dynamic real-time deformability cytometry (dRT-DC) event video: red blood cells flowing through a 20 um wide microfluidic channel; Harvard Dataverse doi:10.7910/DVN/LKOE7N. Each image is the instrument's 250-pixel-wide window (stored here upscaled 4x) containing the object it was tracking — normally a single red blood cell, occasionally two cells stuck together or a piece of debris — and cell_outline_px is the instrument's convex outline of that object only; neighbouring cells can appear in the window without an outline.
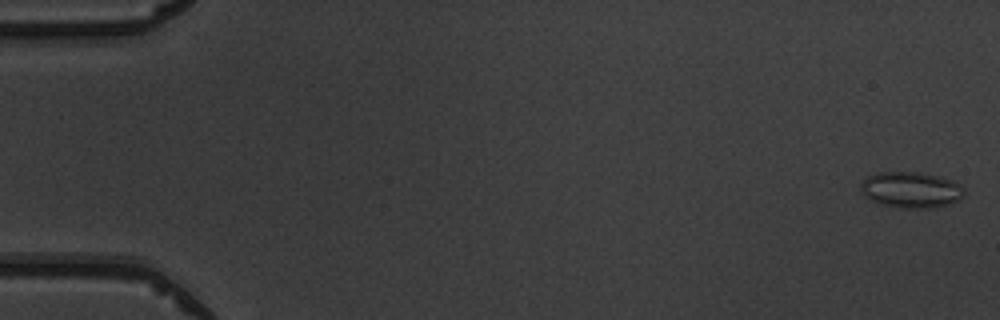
{"species": "common noctule bat (a hibernating species)", "species_latin": "Nyctalus noctula", "temperature_condition": "warm", "stored_images_in_passage": 52, "camera_frame_rate_fps": 3000, "um_per_image_px": 0.085, "animal": {"sex": "male", "body_mass_g": 19.5, "forearm_length_mm": 54.6}, "frame": {"image": 1, "passage_image": 1, "time_ms": 0.0, "image_size_px": [1000, 320], "cell_outline_px": [[964, 196], [960, 200], [948, 204], [932, 208], [900, 208], [880, 204], [864, 196], [860, 192], [860, 184], [868, 176], [880, 172], [916, 172], [936, 176], [952, 180], [960, 184], [964, 188]], "centroid_in_image_um": [77.43, 16.15], "position_along_channel_um": 7.6, "area_um2": 21.79}}
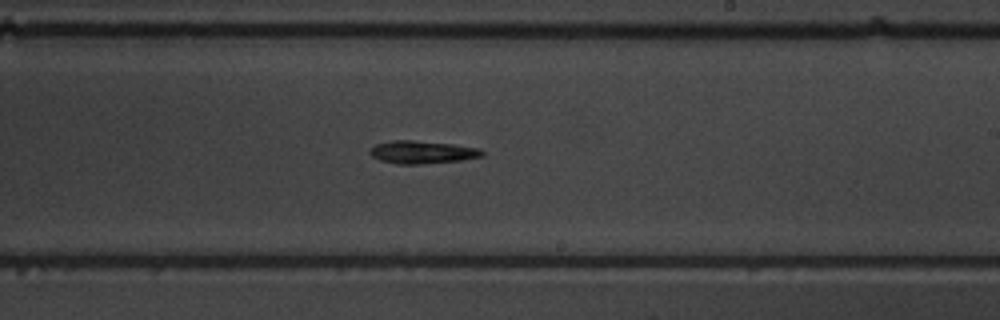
{"frame": {"image": 2, "passage_image": 31, "time_ms": 10.0, "image_size_px": [1000, 320], "cell_outline_px": [[484, 156], [460, 160], [416, 164], [400, 164], [380, 160], [372, 156], [368, 152], [376, 144], [392, 140], [412, 140], [452, 144], [476, 148], [484, 152]], "centroid_in_image_um": [35.86, 12.93], "position_along_channel_um": 253.1, "area_um2": 14.62}}
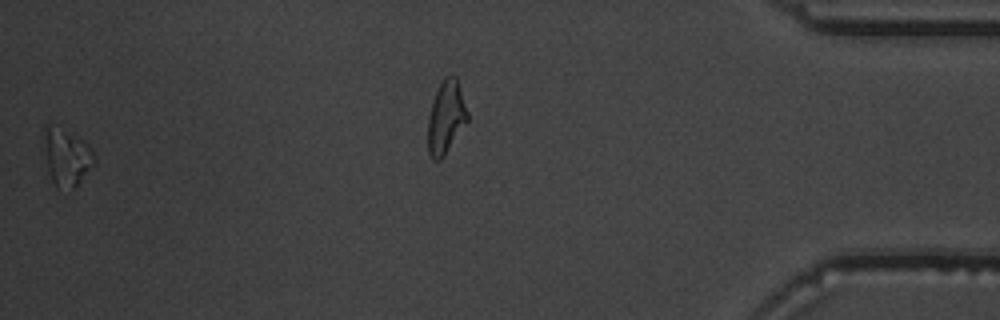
{"frame": {"image": 3, "passage_image": 51, "time_ms": 16.667, "image_size_px": [1000, 320], "cell_outline_px": [[96, 164], [76, 184], [56, 188], [52, 180], [48, 168], [44, 136], [44, 124], [48, 124], [88, 144], [92, 148], [96, 156]], "centroid_in_image_um": [5.7, 13.35], "position_along_channel_um": 429.5, "area_um2": 15.84}, "authors_computed_cell_mechanics": {"area_um2": 14.8546, "velocity_mm_per_s": 4.0023, "shape_relaxation_time_tau1_ms": 5.3895, "shape_relaxation_time_tau2_ms": 9.9089, "deformation_change_tau1": 0.1485, "deformation_change_tau2": 0.2302}}